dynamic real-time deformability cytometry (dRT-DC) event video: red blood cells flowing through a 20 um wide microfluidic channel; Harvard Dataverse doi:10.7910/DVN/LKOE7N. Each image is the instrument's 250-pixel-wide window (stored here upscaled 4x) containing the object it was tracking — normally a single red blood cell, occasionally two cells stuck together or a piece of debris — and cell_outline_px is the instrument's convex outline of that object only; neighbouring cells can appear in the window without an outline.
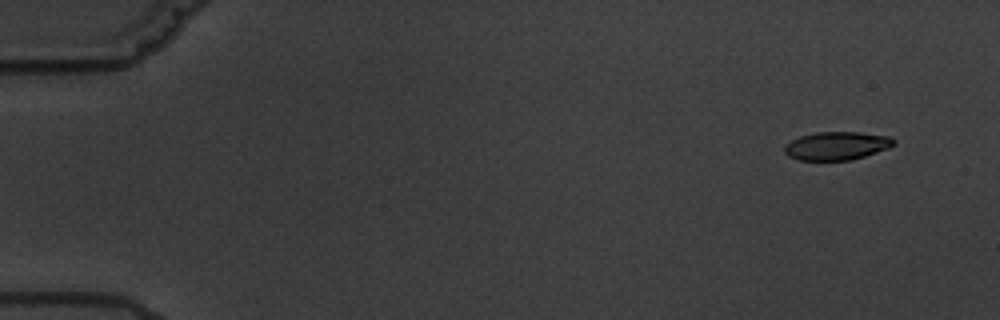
{"species": "common noctule bat (a hibernating species)", "species_latin": "Nyctalus noctula", "temperature_condition": "warm", "stored_images_in_passage": 6, "camera_frame_rate_fps": 3000, "um_per_image_px": 0.085, "animal": {"sex": "male", "body_mass_g": 19.5, "forearm_length_mm": 54.6}, "frame": {"image": 1, "passage_image": 1, "time_ms": 0.0, "image_size_px": [1000, 320], "cell_outline_px": [[896, 144], [888, 148], [852, 160], [796, 160], [788, 156], [784, 152], [784, 144], [800, 136], [816, 132], [860, 132], [892, 136], [896, 140]], "centroid_in_image_um": [71.13, 12.39], "position_along_channel_um": 13.9, "area_um2": 18.21}}
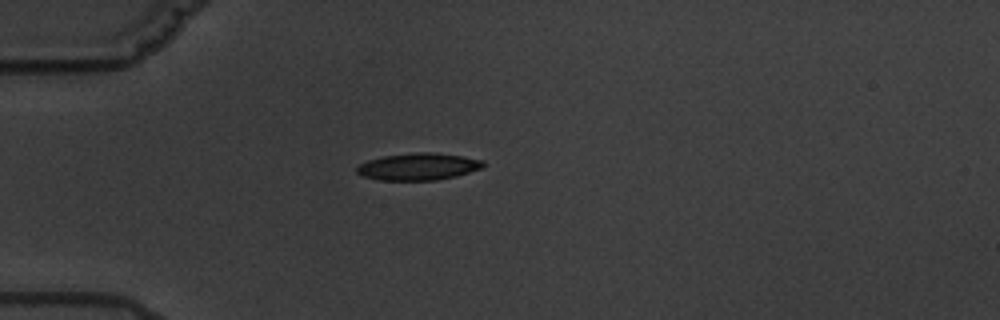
{"frame": {"image": 2, "passage_image": 4, "time_ms": 4.333, "image_size_px": [1000, 320], "cell_outline_px": [[484, 164], [480, 168], [456, 176], [436, 180], [380, 180], [364, 176], [356, 172], [356, 168], [360, 164], [368, 160], [384, 156], [416, 152], [432, 152], [464, 156], [484, 160]], "centroid_in_image_um": [35.56, 14.15], "position_along_channel_um": 49.4, "area_um2": 19.77}}